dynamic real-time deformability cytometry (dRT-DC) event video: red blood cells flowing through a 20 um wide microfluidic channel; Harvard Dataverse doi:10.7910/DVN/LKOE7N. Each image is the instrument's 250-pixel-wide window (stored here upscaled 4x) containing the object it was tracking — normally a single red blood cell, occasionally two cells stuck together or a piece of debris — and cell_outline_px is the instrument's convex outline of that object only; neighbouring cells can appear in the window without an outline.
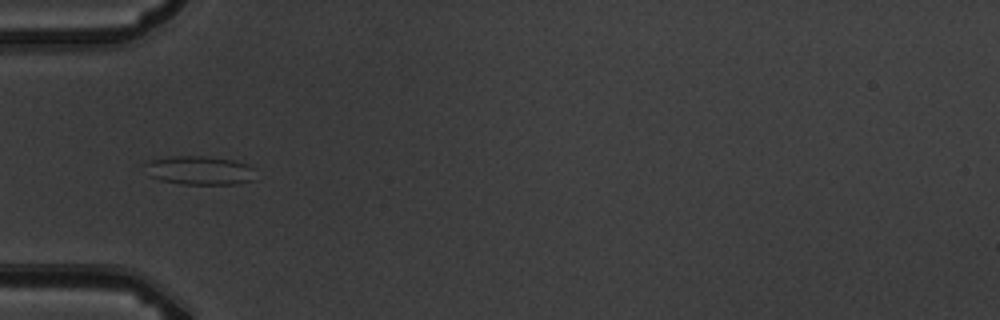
{"species": "common noctule bat (a hibernating species)", "species_latin": "Nyctalus noctula", "temperature_condition": "warm", "stored_images_in_passage": 7, "camera_frame_rate_fps": 3000, "um_per_image_px": 0.085, "animal": {"sex": "male", "body_mass_g": 19.5, "forearm_length_mm": 54.6}, "frame": {"image": 1, "passage_image": 5, "time_ms": 4.333, "image_size_px": [1000, 320], "cell_outline_px": [[256, 180], [236, 184], [180, 184], [160, 180], [148, 176], [144, 164], [152, 160], [172, 156], [204, 156], [232, 160], [248, 164], [256, 168]], "centroid_in_image_um": [17.02, 14.49], "position_along_channel_um": 68.0, "area_um2": 18.84}}
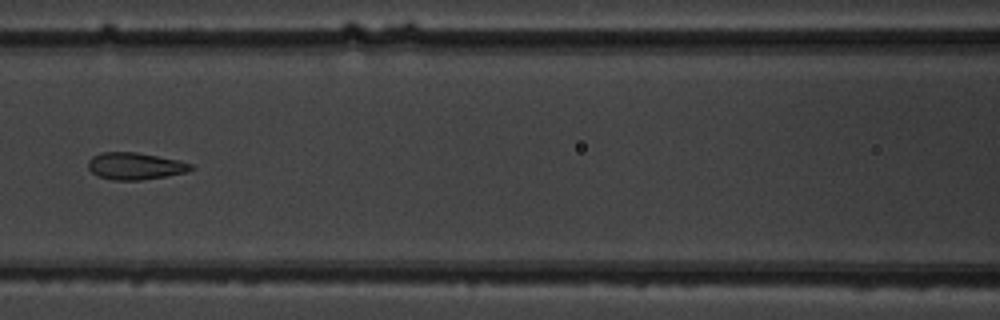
{"frame": {"image": 2, "passage_image": 7, "time_ms": 6.667, "image_size_px": [1000, 320], "cell_outline_px": [[196, 168], [188, 172], [140, 180], [112, 180], [100, 176], [92, 172], [88, 168], [88, 160], [92, 156], [100, 152], [136, 152], [176, 160], [192, 164]], "centroid_in_image_um": [11.47, 14.11], "position_along_channel_um": 155.1, "area_um2": 16.07}}